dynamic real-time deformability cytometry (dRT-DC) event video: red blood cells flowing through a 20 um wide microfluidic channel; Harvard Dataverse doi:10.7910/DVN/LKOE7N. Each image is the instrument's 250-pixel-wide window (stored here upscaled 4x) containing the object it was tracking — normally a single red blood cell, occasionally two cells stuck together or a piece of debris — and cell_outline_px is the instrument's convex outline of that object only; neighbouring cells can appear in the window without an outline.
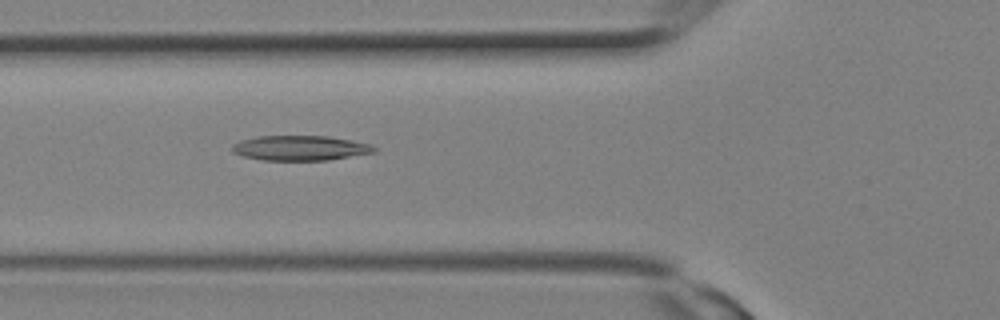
{"species": "Egyptian fruit bat (a non-hibernating species)", "species_latin": "Rousettus aegyptiacus", "temperature_condition": "room temperature", "stored_images_in_passage": 7, "camera_frame_rate_fps": 3000, "um_per_image_px": 0.085, "animal": {"sex": "female"}, "frame": {"image": 1, "passage_image": 7, "time_ms": 2.0, "image_size_px": [1000, 320], "cell_outline_px": [[380, 148], [376, 152], [328, 160], [264, 160], [244, 156], [232, 152], [232, 144], [240, 140], [260, 136], [328, 136], [352, 140], [372, 144]], "centroid_in_image_um": [25.58, 12.58], "position_along_channel_um": 100.2, "area_um2": 20.75}}